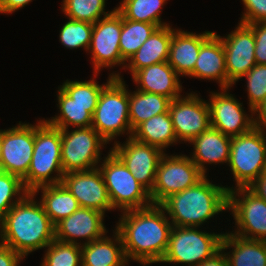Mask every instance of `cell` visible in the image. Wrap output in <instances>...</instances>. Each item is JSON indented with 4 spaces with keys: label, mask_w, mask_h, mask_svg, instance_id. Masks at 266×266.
Masks as SVG:
<instances>
[{
    "label": "cell",
    "mask_w": 266,
    "mask_h": 266,
    "mask_svg": "<svg viewBox=\"0 0 266 266\" xmlns=\"http://www.w3.org/2000/svg\"><path fill=\"white\" fill-rule=\"evenodd\" d=\"M115 230L120 234L128 262L160 264L168 247L172 223L160 205L121 212Z\"/></svg>",
    "instance_id": "6da1fadb"
},
{
    "label": "cell",
    "mask_w": 266,
    "mask_h": 266,
    "mask_svg": "<svg viewBox=\"0 0 266 266\" xmlns=\"http://www.w3.org/2000/svg\"><path fill=\"white\" fill-rule=\"evenodd\" d=\"M55 239V227L36 196L29 192L0 220V243L24 259Z\"/></svg>",
    "instance_id": "7a4b0ae2"
},
{
    "label": "cell",
    "mask_w": 266,
    "mask_h": 266,
    "mask_svg": "<svg viewBox=\"0 0 266 266\" xmlns=\"http://www.w3.org/2000/svg\"><path fill=\"white\" fill-rule=\"evenodd\" d=\"M208 177L160 204L172 226L201 227L219 213L228 211V190L221 183L213 184Z\"/></svg>",
    "instance_id": "3957f363"
},
{
    "label": "cell",
    "mask_w": 266,
    "mask_h": 266,
    "mask_svg": "<svg viewBox=\"0 0 266 266\" xmlns=\"http://www.w3.org/2000/svg\"><path fill=\"white\" fill-rule=\"evenodd\" d=\"M34 123V151L27 175L22 179L28 192L46 185L62 183L61 129L45 118Z\"/></svg>",
    "instance_id": "277c9868"
},
{
    "label": "cell",
    "mask_w": 266,
    "mask_h": 266,
    "mask_svg": "<svg viewBox=\"0 0 266 266\" xmlns=\"http://www.w3.org/2000/svg\"><path fill=\"white\" fill-rule=\"evenodd\" d=\"M129 85L120 74L101 91L92 115V127L109 143L125 134L132 137L129 121Z\"/></svg>",
    "instance_id": "5b68a950"
},
{
    "label": "cell",
    "mask_w": 266,
    "mask_h": 266,
    "mask_svg": "<svg viewBox=\"0 0 266 266\" xmlns=\"http://www.w3.org/2000/svg\"><path fill=\"white\" fill-rule=\"evenodd\" d=\"M227 166L233 175V188L250 186L266 170V132L253 128L249 132L231 138Z\"/></svg>",
    "instance_id": "8992f818"
},
{
    "label": "cell",
    "mask_w": 266,
    "mask_h": 266,
    "mask_svg": "<svg viewBox=\"0 0 266 266\" xmlns=\"http://www.w3.org/2000/svg\"><path fill=\"white\" fill-rule=\"evenodd\" d=\"M107 187L112 208L120 212L132 209H142L152 205L150 192L142 186L111 151L98 165Z\"/></svg>",
    "instance_id": "52a82bcc"
},
{
    "label": "cell",
    "mask_w": 266,
    "mask_h": 266,
    "mask_svg": "<svg viewBox=\"0 0 266 266\" xmlns=\"http://www.w3.org/2000/svg\"><path fill=\"white\" fill-rule=\"evenodd\" d=\"M202 228L172 226L168 247L160 263L195 266L211 258L221 249L224 232H208Z\"/></svg>",
    "instance_id": "ba28073f"
},
{
    "label": "cell",
    "mask_w": 266,
    "mask_h": 266,
    "mask_svg": "<svg viewBox=\"0 0 266 266\" xmlns=\"http://www.w3.org/2000/svg\"><path fill=\"white\" fill-rule=\"evenodd\" d=\"M109 144L92 126L61 129V165L64 173L98 168Z\"/></svg>",
    "instance_id": "9c48e42d"
},
{
    "label": "cell",
    "mask_w": 266,
    "mask_h": 266,
    "mask_svg": "<svg viewBox=\"0 0 266 266\" xmlns=\"http://www.w3.org/2000/svg\"><path fill=\"white\" fill-rule=\"evenodd\" d=\"M204 176L188 155L164 153L158 163L155 184L150 192L152 204L160 205L169 196L195 185Z\"/></svg>",
    "instance_id": "30bf717a"
},
{
    "label": "cell",
    "mask_w": 266,
    "mask_h": 266,
    "mask_svg": "<svg viewBox=\"0 0 266 266\" xmlns=\"http://www.w3.org/2000/svg\"><path fill=\"white\" fill-rule=\"evenodd\" d=\"M235 221L230 231L239 237L266 241V201L248 187L228 191V211Z\"/></svg>",
    "instance_id": "8fae6325"
},
{
    "label": "cell",
    "mask_w": 266,
    "mask_h": 266,
    "mask_svg": "<svg viewBox=\"0 0 266 266\" xmlns=\"http://www.w3.org/2000/svg\"><path fill=\"white\" fill-rule=\"evenodd\" d=\"M121 30L122 15L115 8L93 24L87 53L91 55L94 73H100L103 68L112 70L116 66L125 69L127 63L122 59L119 47Z\"/></svg>",
    "instance_id": "7c38bea8"
},
{
    "label": "cell",
    "mask_w": 266,
    "mask_h": 266,
    "mask_svg": "<svg viewBox=\"0 0 266 266\" xmlns=\"http://www.w3.org/2000/svg\"><path fill=\"white\" fill-rule=\"evenodd\" d=\"M185 95L172 100L169 105V113L179 144L189 143L211 126L207 100L194 91L185 92Z\"/></svg>",
    "instance_id": "4fadbf2b"
},
{
    "label": "cell",
    "mask_w": 266,
    "mask_h": 266,
    "mask_svg": "<svg viewBox=\"0 0 266 266\" xmlns=\"http://www.w3.org/2000/svg\"><path fill=\"white\" fill-rule=\"evenodd\" d=\"M0 171L23 179L31 164L34 151V124L16 123L8 129H0Z\"/></svg>",
    "instance_id": "5bb4252c"
},
{
    "label": "cell",
    "mask_w": 266,
    "mask_h": 266,
    "mask_svg": "<svg viewBox=\"0 0 266 266\" xmlns=\"http://www.w3.org/2000/svg\"><path fill=\"white\" fill-rule=\"evenodd\" d=\"M231 88L211 91L207 100L210 125L230 137L245 134L254 128V115L248 114L241 103L230 93Z\"/></svg>",
    "instance_id": "9a60e30c"
},
{
    "label": "cell",
    "mask_w": 266,
    "mask_h": 266,
    "mask_svg": "<svg viewBox=\"0 0 266 266\" xmlns=\"http://www.w3.org/2000/svg\"><path fill=\"white\" fill-rule=\"evenodd\" d=\"M220 38L225 52L227 88H232L256 65L255 38L252 28L241 22Z\"/></svg>",
    "instance_id": "2e32d148"
},
{
    "label": "cell",
    "mask_w": 266,
    "mask_h": 266,
    "mask_svg": "<svg viewBox=\"0 0 266 266\" xmlns=\"http://www.w3.org/2000/svg\"><path fill=\"white\" fill-rule=\"evenodd\" d=\"M112 145L110 150L130 170L136 180L151 192L155 184L157 166L164 152L133 137L126 138L123 143L117 141Z\"/></svg>",
    "instance_id": "e0dca14e"
},
{
    "label": "cell",
    "mask_w": 266,
    "mask_h": 266,
    "mask_svg": "<svg viewBox=\"0 0 266 266\" xmlns=\"http://www.w3.org/2000/svg\"><path fill=\"white\" fill-rule=\"evenodd\" d=\"M62 183L77 199L80 207L106 214L112 208L107 187L99 168L64 173Z\"/></svg>",
    "instance_id": "ac0fdd59"
},
{
    "label": "cell",
    "mask_w": 266,
    "mask_h": 266,
    "mask_svg": "<svg viewBox=\"0 0 266 266\" xmlns=\"http://www.w3.org/2000/svg\"><path fill=\"white\" fill-rule=\"evenodd\" d=\"M105 217L97 210L79 207L54 226L55 239L80 246L98 240L108 233L103 221Z\"/></svg>",
    "instance_id": "d6986e66"
},
{
    "label": "cell",
    "mask_w": 266,
    "mask_h": 266,
    "mask_svg": "<svg viewBox=\"0 0 266 266\" xmlns=\"http://www.w3.org/2000/svg\"><path fill=\"white\" fill-rule=\"evenodd\" d=\"M214 33L207 31L193 33L172 27V38L169 46L168 64L180 77L189 76L198 58L201 45Z\"/></svg>",
    "instance_id": "ffe728a7"
},
{
    "label": "cell",
    "mask_w": 266,
    "mask_h": 266,
    "mask_svg": "<svg viewBox=\"0 0 266 266\" xmlns=\"http://www.w3.org/2000/svg\"><path fill=\"white\" fill-rule=\"evenodd\" d=\"M231 138L210 126L188 143L193 145V152L189 153L190 159L207 176L208 165L228 164Z\"/></svg>",
    "instance_id": "44dd1931"
},
{
    "label": "cell",
    "mask_w": 266,
    "mask_h": 266,
    "mask_svg": "<svg viewBox=\"0 0 266 266\" xmlns=\"http://www.w3.org/2000/svg\"><path fill=\"white\" fill-rule=\"evenodd\" d=\"M132 80L138 91L161 94L171 100L183 95L181 93L184 87L180 76L167 61L137 70L132 75Z\"/></svg>",
    "instance_id": "7402d4cb"
},
{
    "label": "cell",
    "mask_w": 266,
    "mask_h": 266,
    "mask_svg": "<svg viewBox=\"0 0 266 266\" xmlns=\"http://www.w3.org/2000/svg\"><path fill=\"white\" fill-rule=\"evenodd\" d=\"M214 81L220 89L227 88L224 47L220 35L214 32L202 45L193 72L188 78Z\"/></svg>",
    "instance_id": "603a6c76"
},
{
    "label": "cell",
    "mask_w": 266,
    "mask_h": 266,
    "mask_svg": "<svg viewBox=\"0 0 266 266\" xmlns=\"http://www.w3.org/2000/svg\"><path fill=\"white\" fill-rule=\"evenodd\" d=\"M112 232L81 246L82 266H129L122 238L115 229Z\"/></svg>",
    "instance_id": "cb8c5ba5"
},
{
    "label": "cell",
    "mask_w": 266,
    "mask_h": 266,
    "mask_svg": "<svg viewBox=\"0 0 266 266\" xmlns=\"http://www.w3.org/2000/svg\"><path fill=\"white\" fill-rule=\"evenodd\" d=\"M221 249L226 251L229 266H266V241L242 238L228 231L222 237Z\"/></svg>",
    "instance_id": "d4e9b609"
},
{
    "label": "cell",
    "mask_w": 266,
    "mask_h": 266,
    "mask_svg": "<svg viewBox=\"0 0 266 266\" xmlns=\"http://www.w3.org/2000/svg\"><path fill=\"white\" fill-rule=\"evenodd\" d=\"M172 25L158 27L130 58L125 66L131 76L144 67L168 61Z\"/></svg>",
    "instance_id": "484cf974"
},
{
    "label": "cell",
    "mask_w": 266,
    "mask_h": 266,
    "mask_svg": "<svg viewBox=\"0 0 266 266\" xmlns=\"http://www.w3.org/2000/svg\"><path fill=\"white\" fill-rule=\"evenodd\" d=\"M58 114L45 119L51 126L71 129L92 126V115L97 105H80L60 87L57 90ZM70 126V127H69Z\"/></svg>",
    "instance_id": "4316f807"
},
{
    "label": "cell",
    "mask_w": 266,
    "mask_h": 266,
    "mask_svg": "<svg viewBox=\"0 0 266 266\" xmlns=\"http://www.w3.org/2000/svg\"><path fill=\"white\" fill-rule=\"evenodd\" d=\"M32 193L36 197L41 195L40 203L54 226L80 207L77 199L63 183L41 186Z\"/></svg>",
    "instance_id": "83f0119b"
},
{
    "label": "cell",
    "mask_w": 266,
    "mask_h": 266,
    "mask_svg": "<svg viewBox=\"0 0 266 266\" xmlns=\"http://www.w3.org/2000/svg\"><path fill=\"white\" fill-rule=\"evenodd\" d=\"M132 137L145 144L160 148L164 153L169 146L177 145V140L169 111L155 115L141 123L132 133Z\"/></svg>",
    "instance_id": "f1b7e54d"
},
{
    "label": "cell",
    "mask_w": 266,
    "mask_h": 266,
    "mask_svg": "<svg viewBox=\"0 0 266 266\" xmlns=\"http://www.w3.org/2000/svg\"><path fill=\"white\" fill-rule=\"evenodd\" d=\"M171 101L161 94L129 90V121L132 132L151 117L168 112Z\"/></svg>",
    "instance_id": "f546056e"
},
{
    "label": "cell",
    "mask_w": 266,
    "mask_h": 266,
    "mask_svg": "<svg viewBox=\"0 0 266 266\" xmlns=\"http://www.w3.org/2000/svg\"><path fill=\"white\" fill-rule=\"evenodd\" d=\"M168 0H121L115 9L124 19L156 24L159 27L170 25L163 22L161 13Z\"/></svg>",
    "instance_id": "4dcf8cb0"
},
{
    "label": "cell",
    "mask_w": 266,
    "mask_h": 266,
    "mask_svg": "<svg viewBox=\"0 0 266 266\" xmlns=\"http://www.w3.org/2000/svg\"><path fill=\"white\" fill-rule=\"evenodd\" d=\"M158 27L156 24L128 20L122 17L119 43L122 59L127 63Z\"/></svg>",
    "instance_id": "1f68e13d"
},
{
    "label": "cell",
    "mask_w": 266,
    "mask_h": 266,
    "mask_svg": "<svg viewBox=\"0 0 266 266\" xmlns=\"http://www.w3.org/2000/svg\"><path fill=\"white\" fill-rule=\"evenodd\" d=\"M93 76L88 81L66 80L60 87L73 99V102L80 105H97L102 89L114 78L118 77L121 71L108 73L106 83L101 85L97 81L99 73L92 72Z\"/></svg>",
    "instance_id": "d6a6232c"
},
{
    "label": "cell",
    "mask_w": 266,
    "mask_h": 266,
    "mask_svg": "<svg viewBox=\"0 0 266 266\" xmlns=\"http://www.w3.org/2000/svg\"><path fill=\"white\" fill-rule=\"evenodd\" d=\"M106 1L108 0H63L61 11L69 19L95 24L114 10L105 11Z\"/></svg>",
    "instance_id": "836d02e7"
},
{
    "label": "cell",
    "mask_w": 266,
    "mask_h": 266,
    "mask_svg": "<svg viewBox=\"0 0 266 266\" xmlns=\"http://www.w3.org/2000/svg\"><path fill=\"white\" fill-rule=\"evenodd\" d=\"M44 253L40 266H82L80 245L54 239Z\"/></svg>",
    "instance_id": "e575fe53"
},
{
    "label": "cell",
    "mask_w": 266,
    "mask_h": 266,
    "mask_svg": "<svg viewBox=\"0 0 266 266\" xmlns=\"http://www.w3.org/2000/svg\"><path fill=\"white\" fill-rule=\"evenodd\" d=\"M67 19L59 31V42L66 49L76 50L83 48L87 53L91 44L93 24Z\"/></svg>",
    "instance_id": "d590c367"
},
{
    "label": "cell",
    "mask_w": 266,
    "mask_h": 266,
    "mask_svg": "<svg viewBox=\"0 0 266 266\" xmlns=\"http://www.w3.org/2000/svg\"><path fill=\"white\" fill-rule=\"evenodd\" d=\"M27 193L19 176L0 171V220Z\"/></svg>",
    "instance_id": "8d00e7d4"
},
{
    "label": "cell",
    "mask_w": 266,
    "mask_h": 266,
    "mask_svg": "<svg viewBox=\"0 0 266 266\" xmlns=\"http://www.w3.org/2000/svg\"><path fill=\"white\" fill-rule=\"evenodd\" d=\"M243 77L246 79L248 112L253 110L266 98V64H256Z\"/></svg>",
    "instance_id": "74e56055"
},
{
    "label": "cell",
    "mask_w": 266,
    "mask_h": 266,
    "mask_svg": "<svg viewBox=\"0 0 266 266\" xmlns=\"http://www.w3.org/2000/svg\"><path fill=\"white\" fill-rule=\"evenodd\" d=\"M244 7L239 22L252 24L266 22V0H241Z\"/></svg>",
    "instance_id": "f35d334b"
},
{
    "label": "cell",
    "mask_w": 266,
    "mask_h": 266,
    "mask_svg": "<svg viewBox=\"0 0 266 266\" xmlns=\"http://www.w3.org/2000/svg\"><path fill=\"white\" fill-rule=\"evenodd\" d=\"M255 38V62L266 64V22L248 24Z\"/></svg>",
    "instance_id": "ab89813d"
},
{
    "label": "cell",
    "mask_w": 266,
    "mask_h": 266,
    "mask_svg": "<svg viewBox=\"0 0 266 266\" xmlns=\"http://www.w3.org/2000/svg\"><path fill=\"white\" fill-rule=\"evenodd\" d=\"M23 260L25 259L16 251L0 243V266H20Z\"/></svg>",
    "instance_id": "60d3db41"
},
{
    "label": "cell",
    "mask_w": 266,
    "mask_h": 266,
    "mask_svg": "<svg viewBox=\"0 0 266 266\" xmlns=\"http://www.w3.org/2000/svg\"><path fill=\"white\" fill-rule=\"evenodd\" d=\"M33 2L32 0H0V14L10 15Z\"/></svg>",
    "instance_id": "b9f144b4"
},
{
    "label": "cell",
    "mask_w": 266,
    "mask_h": 266,
    "mask_svg": "<svg viewBox=\"0 0 266 266\" xmlns=\"http://www.w3.org/2000/svg\"><path fill=\"white\" fill-rule=\"evenodd\" d=\"M254 127L266 132V98L253 110Z\"/></svg>",
    "instance_id": "7bdbcfd3"
},
{
    "label": "cell",
    "mask_w": 266,
    "mask_h": 266,
    "mask_svg": "<svg viewBox=\"0 0 266 266\" xmlns=\"http://www.w3.org/2000/svg\"><path fill=\"white\" fill-rule=\"evenodd\" d=\"M195 266H229L225 251L220 249L211 258L205 259Z\"/></svg>",
    "instance_id": "ee69618b"
},
{
    "label": "cell",
    "mask_w": 266,
    "mask_h": 266,
    "mask_svg": "<svg viewBox=\"0 0 266 266\" xmlns=\"http://www.w3.org/2000/svg\"><path fill=\"white\" fill-rule=\"evenodd\" d=\"M248 188L266 201V170Z\"/></svg>",
    "instance_id": "f6af8a7d"
},
{
    "label": "cell",
    "mask_w": 266,
    "mask_h": 266,
    "mask_svg": "<svg viewBox=\"0 0 266 266\" xmlns=\"http://www.w3.org/2000/svg\"><path fill=\"white\" fill-rule=\"evenodd\" d=\"M0 163H1V144H0Z\"/></svg>",
    "instance_id": "bcb514c9"
}]
</instances>
